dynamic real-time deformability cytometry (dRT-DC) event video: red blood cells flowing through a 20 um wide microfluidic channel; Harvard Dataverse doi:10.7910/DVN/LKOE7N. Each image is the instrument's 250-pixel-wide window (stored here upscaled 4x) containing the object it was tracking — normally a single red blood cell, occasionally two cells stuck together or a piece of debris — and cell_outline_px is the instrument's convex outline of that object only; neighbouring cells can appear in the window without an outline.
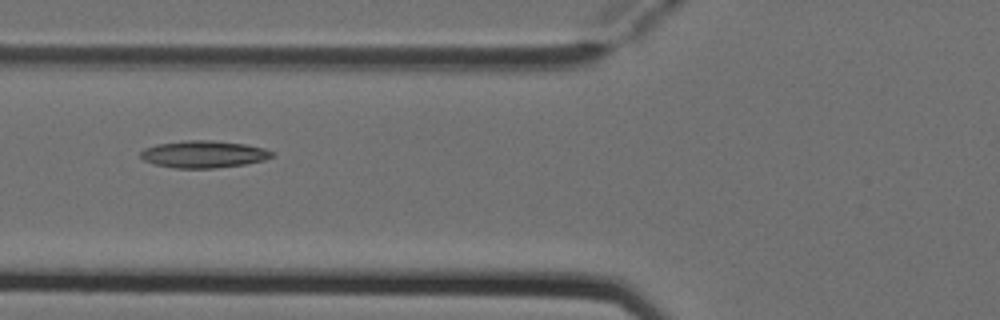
{"species": "Egyptian fruit bat (a non-hibernating species)", "species_latin": "Rousettus aegyptiacus", "temperature_condition": "cold", "stored_images_in_passage": 3, "camera_frame_rate_fps": 3000, "um_per_image_px": 0.085, "animal": {"sex": "female"}, "frame": {"image": 1, "passage_image": 3, "time_ms": 0.667, "image_size_px": [1000, 320], "cell_outline_px": [[272, 156], [264, 160], [244, 164], [216, 168], [176, 168], [152, 164], [144, 160], [140, 156], [140, 152], [144, 148], [156, 144], [184, 140], [212, 140], [244, 144], [264, 148], [272, 152]], "centroid_in_image_um": [17.26, 13.1], "position_along_channel_um": 108.5, "area_um2": 20.75}}